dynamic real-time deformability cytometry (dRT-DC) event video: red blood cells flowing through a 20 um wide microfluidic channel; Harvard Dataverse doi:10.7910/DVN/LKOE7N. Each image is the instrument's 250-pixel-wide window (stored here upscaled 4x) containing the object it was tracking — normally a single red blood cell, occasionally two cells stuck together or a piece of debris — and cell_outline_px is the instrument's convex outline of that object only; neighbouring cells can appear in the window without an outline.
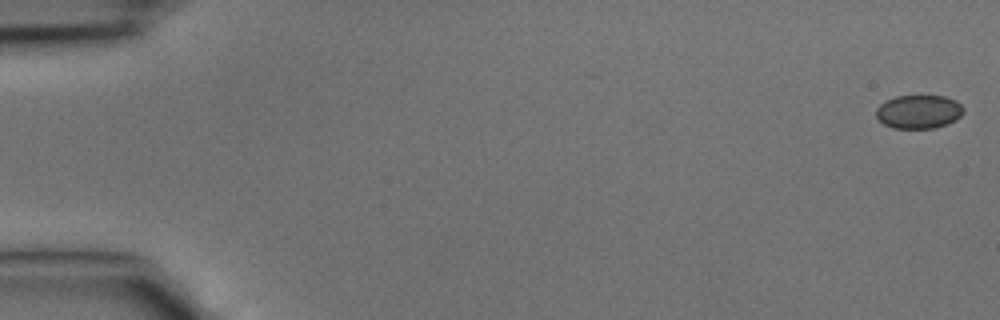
{"species": "common noctule bat (a hibernating species)", "species_latin": "Nyctalus noctula", "temperature_condition": "cold", "stored_images_in_passage": 5, "camera_frame_rate_fps": 3000, "um_per_image_px": 0.085, "animal": {"sex": "male", "body_mass_g": 15.6}, "frame": {"image": 1, "passage_image": 1, "time_ms": 0.0, "image_size_px": [1000, 320], "cell_outline_px": [[964, 112], [956, 120], [948, 124], [936, 128], [892, 128], [884, 124], [876, 116], [876, 108], [880, 104], [896, 96], [944, 96], [956, 100], [964, 108]], "centroid_in_image_um": [78.12, 9.5], "position_along_channel_um": 6.9, "area_um2": 17.17}}